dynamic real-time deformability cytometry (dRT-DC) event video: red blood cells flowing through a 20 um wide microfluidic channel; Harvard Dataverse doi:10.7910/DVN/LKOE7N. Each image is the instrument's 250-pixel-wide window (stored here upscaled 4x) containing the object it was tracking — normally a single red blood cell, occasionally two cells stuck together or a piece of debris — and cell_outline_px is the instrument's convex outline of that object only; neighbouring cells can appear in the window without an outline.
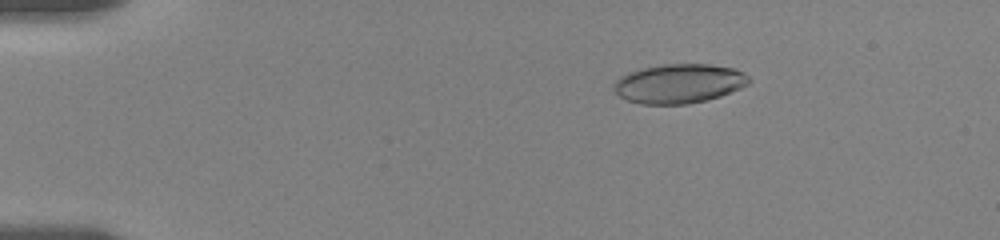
{"species": "human", "species_latin": "Homo sapiens", "temperature_condition": "room temperature", "stored_images_in_passage": 11, "camera_frame_rate_fps": 3000, "um_per_image_px": 0.085, "donor": {"sex": "female"}, "frame": {"image": 1, "passage_image": 7, "time_ms": 3.0, "image_size_px": [1000, 240], "cell_outline_px": [[752, 80], [748, 84], [740, 88], [720, 96], [708, 100], [688, 104], [640, 104], [628, 100], [620, 96], [612, 88], [612, 84], [620, 76], [628, 72], [644, 68], [664, 64], [712, 64], [736, 68], [744, 72]], "centroid_in_image_um": [57.73, 7.1], "position_along_channel_um": 27.3, "area_um2": 31.15}}